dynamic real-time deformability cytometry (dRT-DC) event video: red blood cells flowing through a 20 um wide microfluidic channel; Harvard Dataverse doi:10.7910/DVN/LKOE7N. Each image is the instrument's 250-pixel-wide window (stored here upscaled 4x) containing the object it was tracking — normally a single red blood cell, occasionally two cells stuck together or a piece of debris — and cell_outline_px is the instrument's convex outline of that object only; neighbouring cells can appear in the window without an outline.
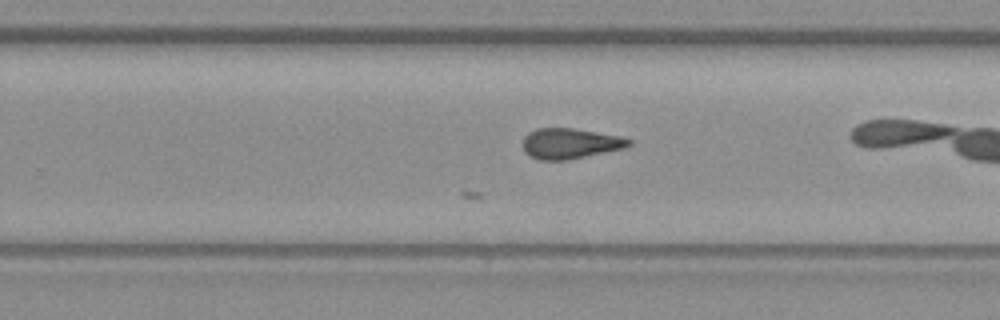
{"species": "common noctule bat (a hibernating species)", "species_latin": "Nyctalus noctula", "temperature_condition": "warm", "stored_images_in_passage": 49, "camera_frame_rate_fps": 3000, "um_per_image_px": 0.085, "animal": {"sex": "female", "body_mass_g": 19.3, "forearm_length_mm": 54.1}, "frame": {"image": 1, "passage_image": 30, "time_ms": 9.667, "image_size_px": [1000, 320], "cell_outline_px": [[632, 144], [624, 148], [568, 160], [540, 160], [524, 152], [524, 136], [528, 132], [536, 128], [572, 128], [620, 136], [632, 140]], "centroid_in_image_um": [48.46, 12.19], "position_along_channel_um": 281.3, "area_um2": 18.73}}